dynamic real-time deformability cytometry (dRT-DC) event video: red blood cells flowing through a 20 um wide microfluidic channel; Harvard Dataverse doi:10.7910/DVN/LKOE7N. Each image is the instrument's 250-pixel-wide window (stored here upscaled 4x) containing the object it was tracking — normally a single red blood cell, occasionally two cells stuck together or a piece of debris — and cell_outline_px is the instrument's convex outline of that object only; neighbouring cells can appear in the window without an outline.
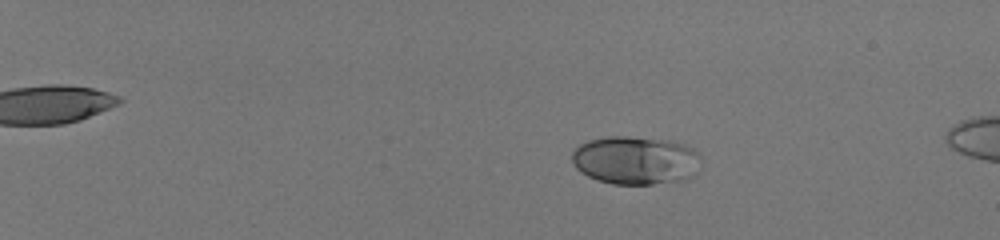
{"species": "human", "species_latin": "Homo sapiens", "temperature_condition": "room temperature", "stored_images_in_passage": 55, "camera_frame_rate_fps": 3000, "um_per_image_px": 0.085, "donor": {"sex": "male"}, "frame": {"image": 1, "passage_image": 10, "time_ms": 3.0, "image_size_px": [1000, 240], "cell_outline_px": [[700, 156], [696, 172], [692, 176], [680, 180], [652, 184], [612, 184], [596, 180], [580, 172], [576, 168], [572, 160], [572, 152], [580, 144], [588, 140], [604, 136], [628, 136], [668, 140], [684, 144], [692, 148]], "centroid_in_image_um": [53.98, 13.61], "position_along_channel_um": 31.0, "area_um2": 36.41}}
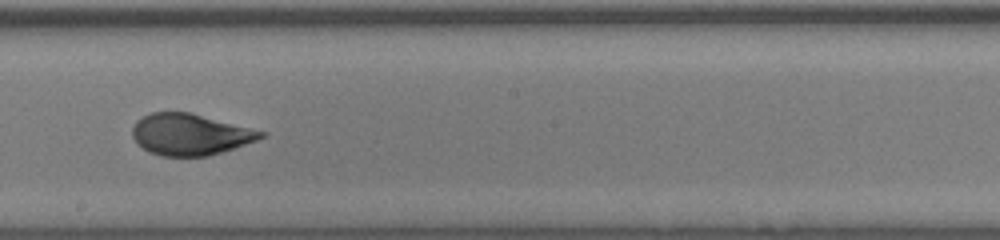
{"frame": {"image": 2, "passage_image": 36, "time_ms": 11.667, "image_size_px": [1000, 240], "cell_outline_px": [[268, 132], [264, 136], [256, 140], [208, 156], [160, 156], [148, 152], [136, 144], [132, 136], [132, 128], [136, 120], [152, 112], [188, 112]], "centroid_in_image_um": [16.11, 11.43], "position_along_channel_um": 232.1, "area_um2": 30.87}}
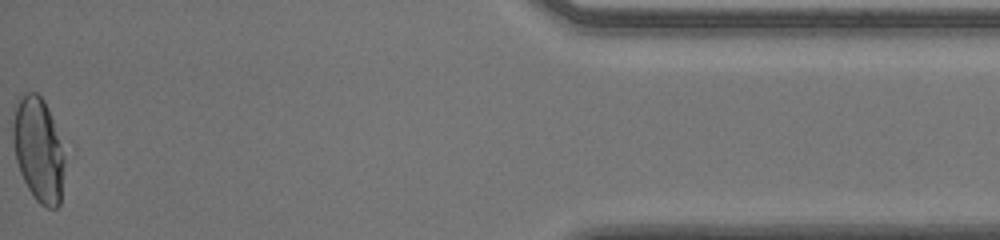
{"frame": {"image": 3, "passage_image": 55, "time_ms": 18.0, "image_size_px": [1000, 240], "cell_outline_px": [[68, 152], [60, 204], [56, 208], [48, 208], [40, 204], [32, 196], [20, 172], [16, 160], [12, 140], [12, 124], [16, 108], [20, 96], [24, 92], [36, 92], [44, 100], [68, 148]], "centroid_in_image_um": [3.35, 12.72], "position_along_channel_um": 431.9, "area_um2": 32.77}, "authors_computed_cell_mechanics": {"area_um2": 32.3102, "velocity_mm_per_s": 4.0316, "shape_relaxation_time_tau1_ms": 5.0911, "shape_relaxation_time_tau2_ms": null, "deformation_change_tau1": 0.1995, "deformation_change_tau2": null}}